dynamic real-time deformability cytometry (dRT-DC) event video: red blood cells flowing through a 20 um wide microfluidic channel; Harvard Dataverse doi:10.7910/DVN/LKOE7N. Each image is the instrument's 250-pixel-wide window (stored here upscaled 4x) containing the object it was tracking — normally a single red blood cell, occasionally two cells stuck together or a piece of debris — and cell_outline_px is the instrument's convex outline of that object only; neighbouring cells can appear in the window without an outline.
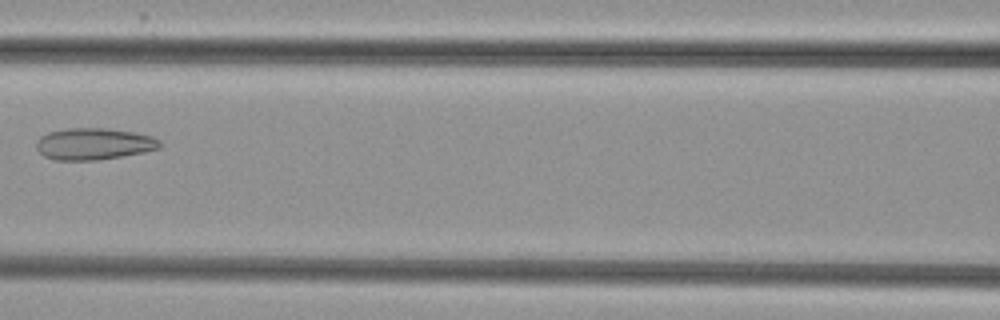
{"species": "common noctule bat (a hibernating species)", "species_latin": "Nyctalus noctula", "temperature_condition": "cold", "stored_images_in_passage": 4, "camera_frame_rate_fps": 3000, "um_per_image_px": 0.085, "animal": {"sex": "female", "body_mass_g": 29.2, "forearm_length_mm": 56.3}, "frame": {"image": 1, "passage_image": 3, "time_ms": 2.333, "image_size_px": [1000, 320], "cell_outline_px": [[160, 148], [144, 152], [96, 160], [56, 160], [44, 156], [36, 148], [36, 140], [40, 136], [48, 132], [68, 128], [104, 128], [136, 132], [152, 136], [160, 140]], "centroid_in_image_um": [7.96, 12.22], "position_along_channel_um": 158.6, "area_um2": 22.83}}
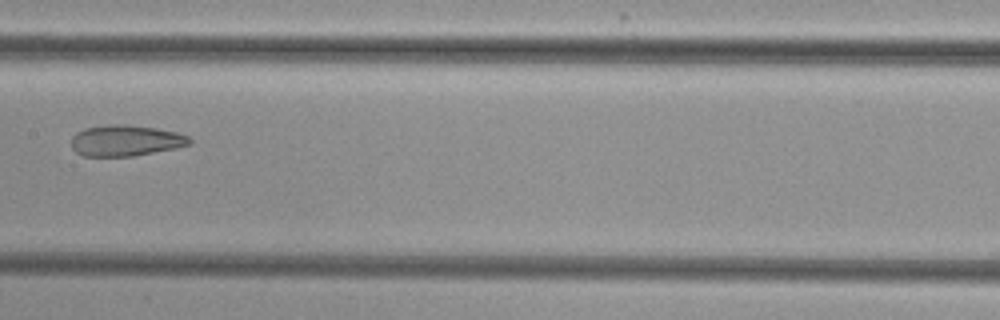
{"frame": {"image": 2, "passage_image": 4, "time_ms": 3.333, "image_size_px": [1000, 320], "cell_outline_px": [[192, 140], [188, 144], [176, 148], [132, 156], [84, 156], [76, 152], [72, 148], [72, 136], [76, 132], [84, 128], [112, 124], [124, 124], [156, 128], [176, 132], [188, 136]], "centroid_in_image_um": [10.65, 11.94], "position_along_channel_um": 196.7, "area_um2": 21.27}}